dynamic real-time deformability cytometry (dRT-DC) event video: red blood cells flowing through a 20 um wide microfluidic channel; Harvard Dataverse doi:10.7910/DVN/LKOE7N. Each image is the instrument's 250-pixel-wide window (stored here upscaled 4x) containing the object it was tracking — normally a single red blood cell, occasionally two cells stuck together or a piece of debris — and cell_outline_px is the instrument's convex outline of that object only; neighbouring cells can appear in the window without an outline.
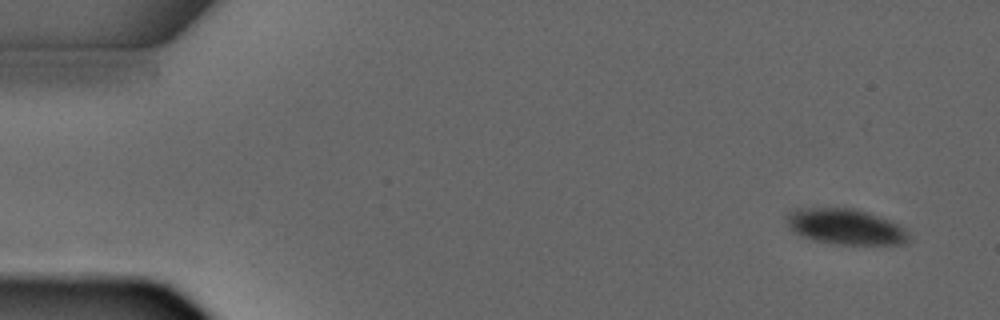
{"species": "common noctule bat (a hibernating species)", "species_latin": "Nyctalus noctula", "temperature_condition": "warm", "stored_images_in_passage": 6, "camera_frame_rate_fps": 3000, "um_per_image_px": 0.085, "animal": {"sex": "male", "forearm_length_mm": 52.5}, "frame": {"image": 1, "passage_image": 1, "time_ms": 0.0, "image_size_px": [1000, 320], "cell_outline_px": [[908, 244], [840, 244], [812, 240], [788, 228], [784, 216], [788, 212], [796, 208], [852, 208], [888, 220], [904, 228], [908, 232]], "centroid_in_image_um": [71.81, 19.27], "position_along_channel_um": 13.2, "area_um2": 25.14}}
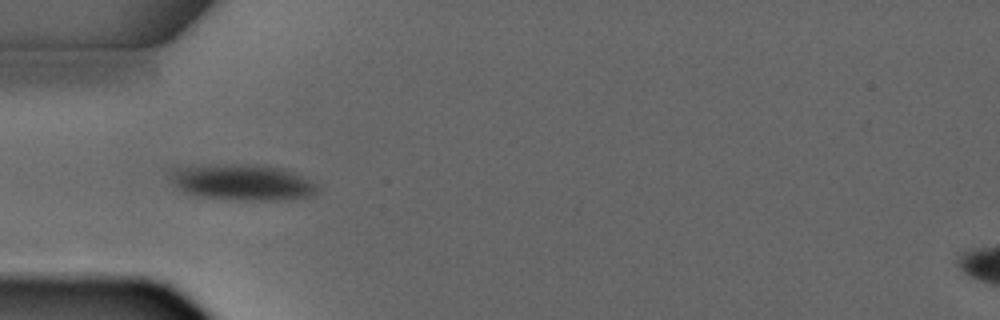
{"frame": {"image": 2, "passage_image": 4, "time_ms": 3.667, "image_size_px": [1000, 320], "cell_outline_px": [[320, 192], [308, 196], [276, 200], [264, 200], [208, 196], [188, 192], [180, 188], [168, 176], [168, 172], [172, 168], [180, 164], [260, 164], [284, 168], [316, 184]], "centroid_in_image_um": [20.55, 15.42], "position_along_channel_um": 64.4, "area_um2": 30.63}}